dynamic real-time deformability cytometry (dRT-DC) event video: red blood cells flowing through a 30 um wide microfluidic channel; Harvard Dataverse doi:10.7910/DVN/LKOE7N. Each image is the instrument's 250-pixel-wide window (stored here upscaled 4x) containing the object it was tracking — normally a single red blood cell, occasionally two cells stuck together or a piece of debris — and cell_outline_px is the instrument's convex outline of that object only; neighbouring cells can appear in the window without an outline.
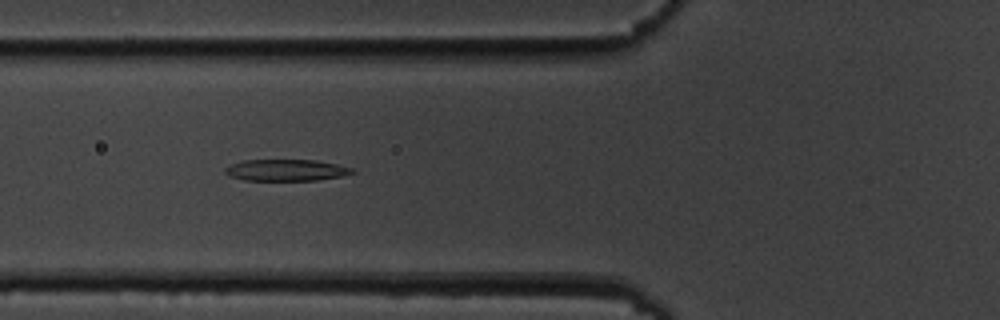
{"species": "common noctule bat (a hibernating species)", "species_latin": "Nyctalus noctula", "temperature_condition": "cold", "stored_images_in_passage": 9, "camera_frame_rate_fps": 3000, "um_per_image_px": 0.085, "animal": {"sex": "male", "body_mass_g": 19.5, "forearm_length_mm": 54.6}, "frame": {"image": 1, "passage_image": 6, "time_ms": 5.667, "image_size_px": [1000, 320], "cell_outline_px": [[356, 172], [340, 176], [316, 180], [244, 180], [228, 176], [224, 172], [224, 168], [228, 164], [244, 160], [316, 160], [336, 164], [352, 168]], "centroid_in_image_um": [24.25, 14.45], "position_along_channel_um": 101.5, "area_um2": 15.95}}
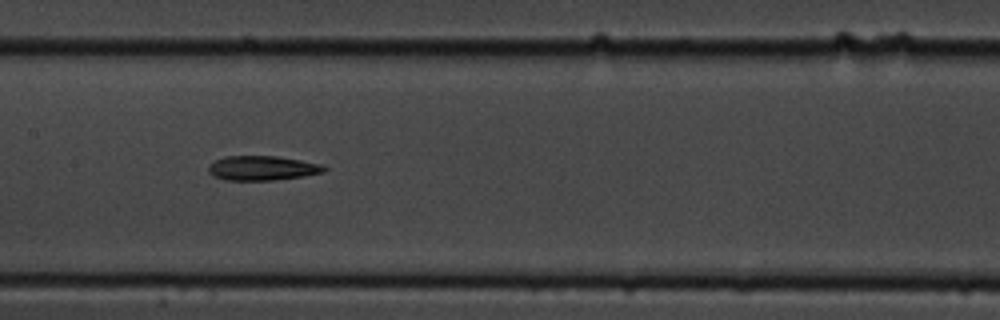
{"frame": {"image": 2, "passage_image": 8, "time_ms": 8.0, "image_size_px": [1000, 320], "cell_outline_px": [[328, 168], [324, 172], [304, 176], [276, 180], [224, 180], [212, 176], [208, 172], [208, 164], [224, 156], [276, 156], [324, 164]], "centroid_in_image_um": [22.29, 14.29], "position_along_channel_um": 185.1, "area_um2": 16.76}}
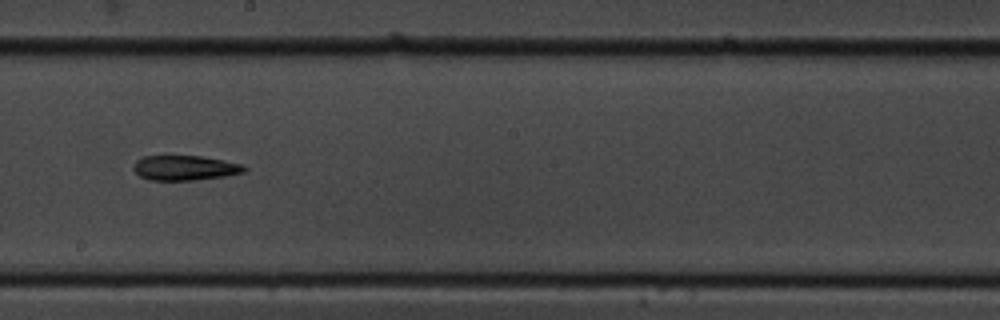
{"frame": {"image": 3, "passage_image": 9, "time_ms": 9.333, "image_size_px": [1000, 320], "cell_outline_px": [[248, 168], [244, 172], [224, 176], [192, 180], [152, 180], [140, 176], [132, 168], [136, 160], [144, 156], [200, 156], [224, 160], [244, 164]], "centroid_in_image_um": [15.73, 14.26], "position_along_channel_um": 232.5, "area_um2": 16.01}}